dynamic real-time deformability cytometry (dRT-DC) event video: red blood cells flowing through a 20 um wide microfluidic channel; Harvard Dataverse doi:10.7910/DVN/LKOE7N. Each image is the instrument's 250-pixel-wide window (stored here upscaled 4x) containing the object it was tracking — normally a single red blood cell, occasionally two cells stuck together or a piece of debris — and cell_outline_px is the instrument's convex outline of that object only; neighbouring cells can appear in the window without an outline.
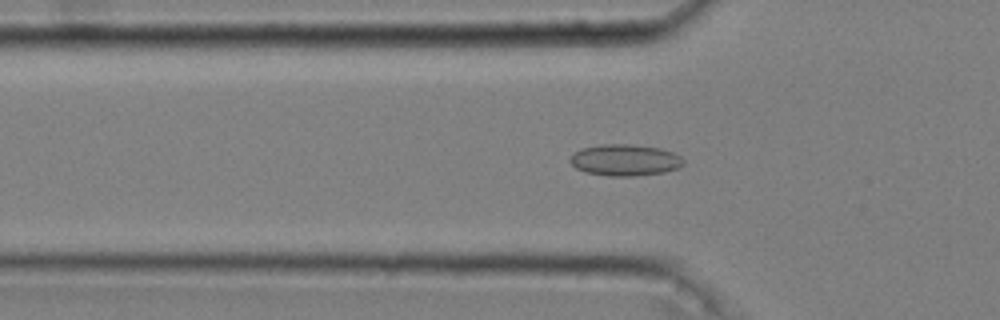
{"species": "common noctule bat (a hibernating species)", "species_latin": "Nyctalus noctula", "temperature_condition": "cold", "stored_images_in_passage": 52, "camera_frame_rate_fps": 3000, "um_per_image_px": 0.085, "animal": {"sex": "male", "body_mass_g": 20.4}, "frame": {"image": 1, "passage_image": 17, "time_ms": 5.333, "image_size_px": [1000, 320], "cell_outline_px": [[684, 164], [676, 168], [664, 172], [636, 176], [608, 176], [584, 172], [576, 168], [568, 160], [580, 148], [600, 144], [628, 144], [660, 148], [672, 152], [680, 156], [684, 160]], "centroid_in_image_um": [53.1, 13.61], "position_along_channel_um": 72.7, "area_um2": 20.81}}
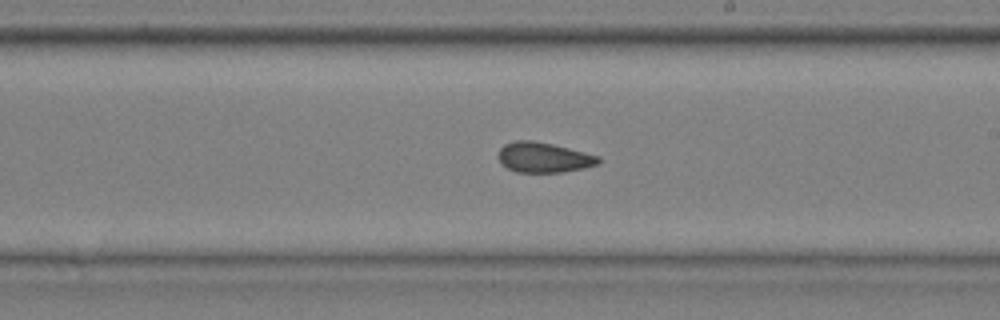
{"frame": {"image": 2, "passage_image": 31, "time_ms": 10.0, "image_size_px": [1000, 320], "cell_outline_px": [[600, 160], [596, 164], [584, 168], [564, 172], [516, 172], [508, 168], [500, 160], [500, 148], [504, 144], [516, 140], [532, 140], [552, 144], [600, 156]], "centroid_in_image_um": [46.23, 13.38], "position_along_channel_um": 242.8, "area_um2": 17.34}}
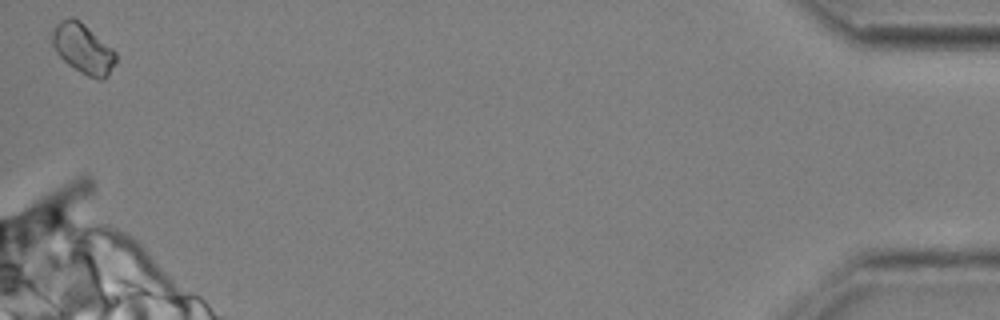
{"frame": {"image": 3, "passage_image": 52, "time_ms": 17.0, "image_size_px": [1000, 320], "cell_outline_px": [[116, 60], [108, 76], [104, 80], [100, 80], [88, 76], [80, 72], [68, 64], [56, 52], [52, 44], [52, 28], [60, 20], [80, 20], [112, 48], [116, 52]], "centroid_in_image_um": [7.07, 4.16], "position_along_channel_um": 428.1, "area_um2": 18.26}, "authors_computed_cell_mechanics": {"area_um2": 17.7446, "velocity_mm_per_s": 3.6432, "shape_relaxation_time_tau1_ms": null, "shape_relaxation_time_tau2_ms": 2.44, "deformation_change_tau1": null, "deformation_change_tau2": 0.0836}}